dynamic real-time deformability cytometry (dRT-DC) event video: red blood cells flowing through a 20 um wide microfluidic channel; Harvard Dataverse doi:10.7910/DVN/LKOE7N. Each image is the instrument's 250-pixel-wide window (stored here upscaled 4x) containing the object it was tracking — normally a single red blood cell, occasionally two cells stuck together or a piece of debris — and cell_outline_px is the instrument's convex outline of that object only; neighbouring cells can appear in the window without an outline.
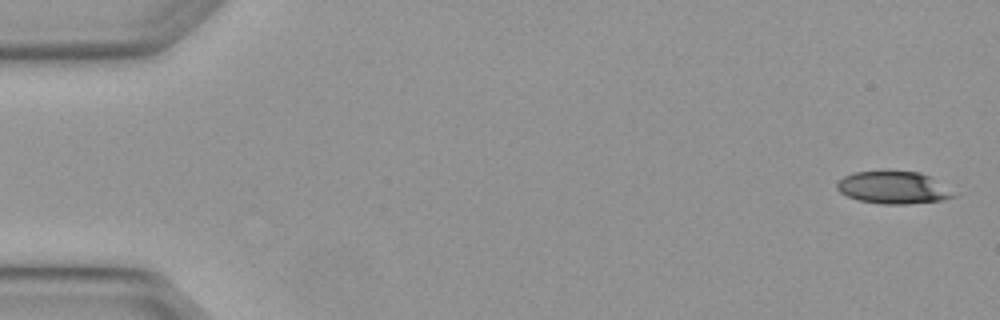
{"species": "Egyptian fruit bat (a non-hibernating species)", "species_latin": "Rousettus aegyptiacus", "temperature_condition": "warm", "stored_images_in_passage": 5, "camera_frame_rate_fps": 3000, "um_per_image_px": 0.085, "animal": {"sex": "female"}, "frame": {"image": 1, "passage_image": 1, "time_ms": 0.0, "image_size_px": [1000, 320], "cell_outline_px": [[960, 196], [944, 200], [908, 204], [880, 204], [860, 200], [848, 196], [840, 192], [836, 188], [836, 184], [844, 176], [852, 172], [920, 172], [960, 192]], "centroid_in_image_um": [76.04, 15.97], "position_along_channel_um": 9.0, "area_um2": 22.2}}
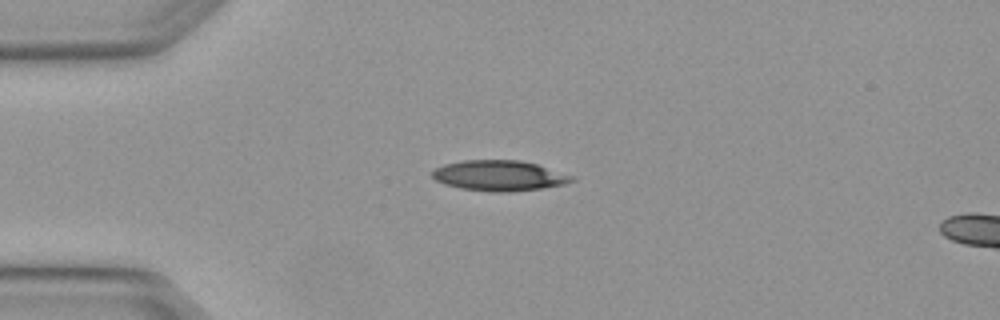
{"frame": {"image": 2, "passage_image": 4, "time_ms": 1.0, "image_size_px": [1000, 320], "cell_outline_px": [[576, 180], [564, 184], [540, 188], [512, 192], [488, 192], [460, 188], [444, 184], [436, 180], [432, 176], [432, 172], [436, 168], [444, 164], [464, 160], [520, 160], [536, 164], [572, 176]], "centroid_in_image_um": [42.4, 14.93], "position_along_channel_um": 42.6, "area_um2": 24.62}}